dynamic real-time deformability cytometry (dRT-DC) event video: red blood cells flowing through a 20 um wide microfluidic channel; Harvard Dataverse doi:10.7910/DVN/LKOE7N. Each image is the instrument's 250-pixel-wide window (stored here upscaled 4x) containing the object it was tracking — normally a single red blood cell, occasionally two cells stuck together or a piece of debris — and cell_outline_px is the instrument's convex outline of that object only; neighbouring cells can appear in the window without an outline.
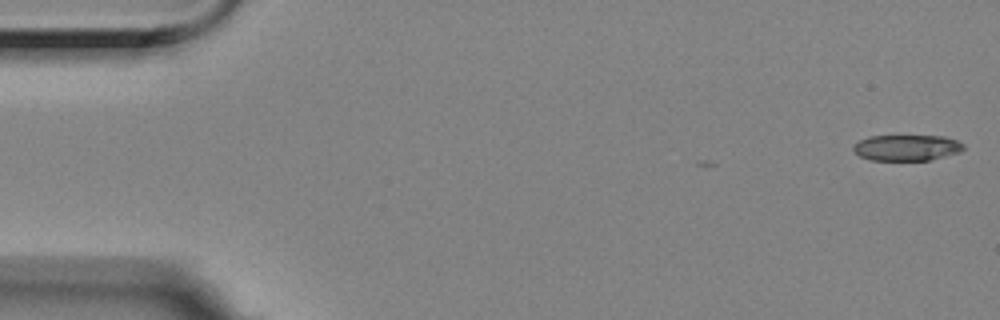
{"species": "Egyptian fruit bat (a non-hibernating species)", "species_latin": "Rousettus aegyptiacus", "temperature_condition": "room temperature", "stored_images_in_passage": 8, "camera_frame_rate_fps": 3000, "um_per_image_px": 0.085, "animal": {"sex": "female"}, "frame": {"image": 1, "passage_image": 1, "time_ms": 0.0, "image_size_px": [1000, 320], "cell_outline_px": [[964, 148], [960, 152], [928, 160], [872, 160], [860, 156], [852, 148], [860, 140], [868, 136], [944, 136], [956, 140], [964, 144]], "centroid_in_image_um": [77.09, 12.55], "position_along_channel_um": 7.9, "area_um2": 16.47}}